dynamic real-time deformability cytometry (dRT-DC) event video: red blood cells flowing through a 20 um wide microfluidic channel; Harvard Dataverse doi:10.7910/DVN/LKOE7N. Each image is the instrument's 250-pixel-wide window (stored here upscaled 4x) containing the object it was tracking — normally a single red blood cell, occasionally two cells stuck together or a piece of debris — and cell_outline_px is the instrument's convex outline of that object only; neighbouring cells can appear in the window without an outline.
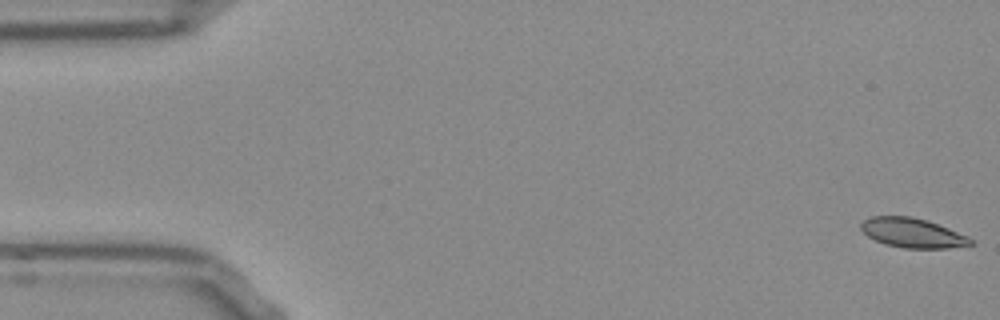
{"species": "Egyptian fruit bat (a non-hibernating species)", "species_latin": "Rousettus aegyptiacus", "temperature_condition": "room temperature", "stored_images_in_passage": 52, "camera_frame_rate_fps": 3000, "um_per_image_px": 0.085, "frame": {"image": 1, "passage_image": 1, "time_ms": 0.0, "image_size_px": [1000, 320], "cell_outline_px": [[972, 244], [948, 248], [904, 248], [884, 244], [868, 236], [860, 228], [860, 224], [864, 220], [872, 216], [908, 216], [924, 220], [948, 228], [968, 236], [972, 240]], "centroid_in_image_um": [77.53, 19.8], "position_along_channel_um": 7.5, "area_um2": 18.55}}
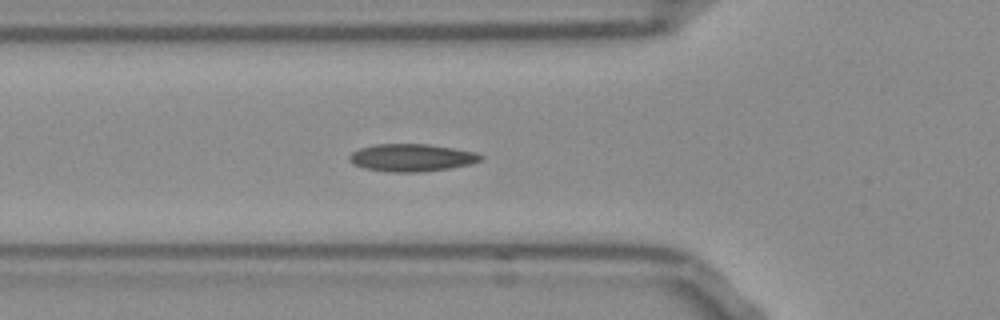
{"frame": {"image": 2, "passage_image": 18, "time_ms": 5.667, "image_size_px": [1000, 320], "cell_outline_px": [[484, 156], [480, 160], [472, 164], [448, 168], [420, 172], [392, 172], [364, 168], [352, 164], [348, 160], [348, 156], [352, 152], [360, 148], [376, 144], [428, 144], [452, 148], [472, 152]], "centroid_in_image_um": [34.94, 13.4], "position_along_channel_um": 90.9, "area_um2": 20.92}}
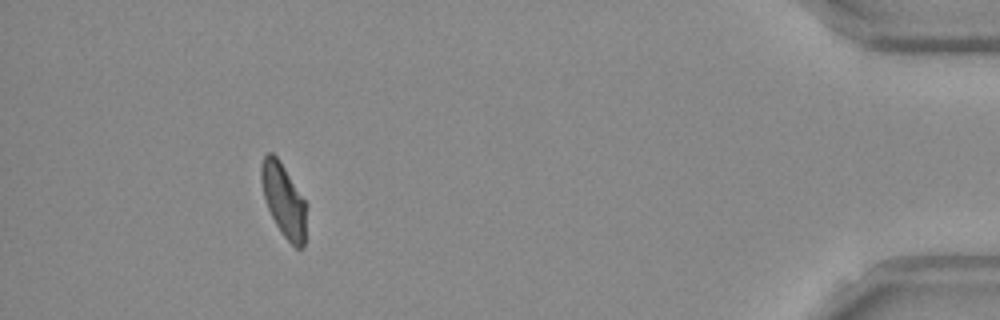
{"frame": {"image": 3, "passage_image": 48, "time_ms": 15.667, "image_size_px": [1000, 320], "cell_outline_px": [[304, 244], [300, 248], [296, 248], [284, 236], [276, 224], [268, 208], [264, 196], [260, 176], [260, 168], [264, 156], [268, 152], [272, 152], [276, 156], [284, 168], [304, 200]], "centroid_in_image_um": [24.06, 16.98], "position_along_channel_um": 411.1, "area_um2": 18.32}, "authors_computed_cell_mechanics": {"area_um2": 19.8254, "velocity_mm_per_s": 3.8463, "shape_relaxation_time_tau1_ms": 7.3437, "shape_relaxation_time_tau2_ms": 1.5472, "deformation_change_tau1": 0.149, "deformation_change_tau2": 0.0716}}